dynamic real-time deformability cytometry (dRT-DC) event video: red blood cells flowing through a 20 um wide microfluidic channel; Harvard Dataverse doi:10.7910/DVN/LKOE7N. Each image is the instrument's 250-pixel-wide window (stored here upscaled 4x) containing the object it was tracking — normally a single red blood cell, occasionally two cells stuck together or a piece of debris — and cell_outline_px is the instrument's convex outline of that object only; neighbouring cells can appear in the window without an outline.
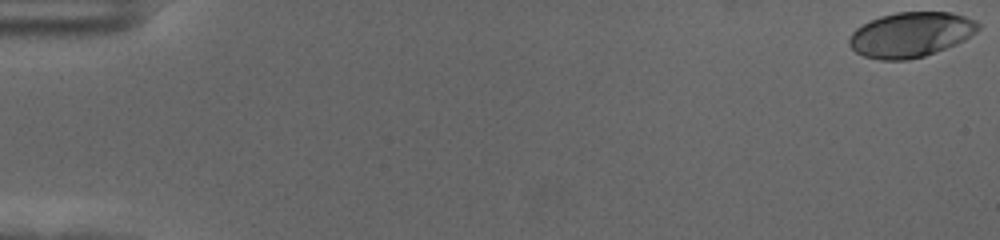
{"species": "human", "species_latin": "Homo sapiens", "temperature_condition": "cold", "stored_images_in_passage": 58, "camera_frame_rate_fps": 3000, "um_per_image_px": 0.085, "donor": {"sex": "female"}, "frame": {"image": 1, "passage_image": 1, "time_ms": 0.0, "image_size_px": [1000, 240], "cell_outline_px": [[980, 28], [976, 32], [964, 40], [956, 44], [924, 56], [908, 60], [880, 60], [864, 56], [856, 52], [848, 44], [848, 40], [852, 32], [856, 28], [880, 16], [896, 12], [952, 12], [976, 20], [980, 24]], "centroid_in_image_um": [77.42, 2.94], "position_along_channel_um": 7.6, "area_um2": 33.81}}
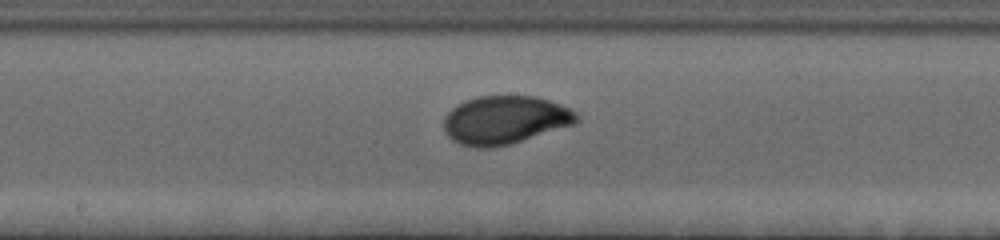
{"frame": {"image": 2, "passage_image": 32, "time_ms": 10.333, "image_size_px": [1000, 240], "cell_outline_px": [[580, 120], [576, 124], [508, 144], [488, 148], [476, 148], [460, 144], [452, 140], [444, 132], [444, 116], [456, 104], [464, 100], [480, 96], [536, 96], [560, 104], [576, 112], [580, 116]], "centroid_in_image_um": [42.91, 10.19], "position_along_channel_um": 205.3, "area_um2": 37.51}}
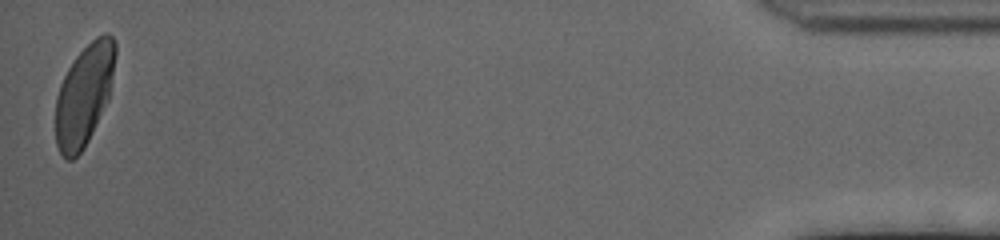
{"frame": {"image": 3, "passage_image": 58, "time_ms": 19.0, "image_size_px": [1000, 240], "cell_outline_px": [[116, 52], [108, 100], [84, 148], [72, 160], [64, 160], [56, 144], [56, 96], [60, 84], [68, 68], [76, 56], [96, 36], [104, 32], [108, 32], [112, 36], [116, 44]], "centroid_in_image_um": [7.15, 8.06], "position_along_channel_um": 428.1, "area_um2": 35.03}, "authors_computed_cell_mechanics": {"area_um2": 34.9112, "velocity_mm_per_s": 3.53, "shape_relaxation_time_tau1_ms": 3.1327, "shape_relaxation_time_tau2_ms": null, "deformation_change_tau1": 0.1747, "deformation_change_tau2": null}}